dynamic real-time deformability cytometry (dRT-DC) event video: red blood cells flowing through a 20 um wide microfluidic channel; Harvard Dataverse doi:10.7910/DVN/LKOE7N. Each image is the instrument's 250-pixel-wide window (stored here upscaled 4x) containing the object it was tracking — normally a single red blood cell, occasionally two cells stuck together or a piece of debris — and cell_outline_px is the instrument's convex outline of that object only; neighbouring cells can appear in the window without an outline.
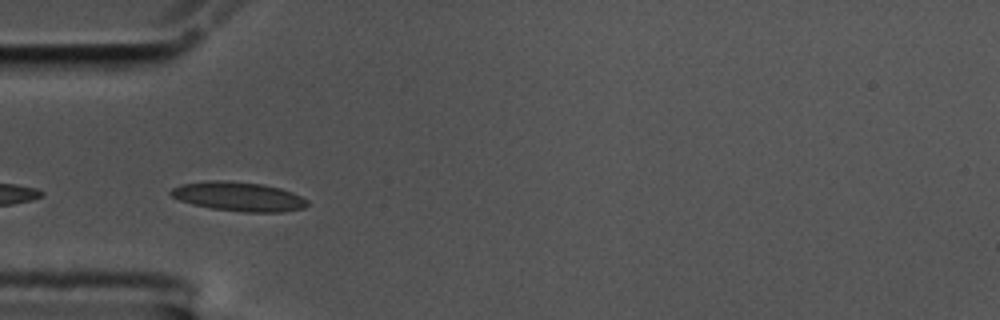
{"species": "common noctule bat (a hibernating species)", "species_latin": "Nyctalus noctula", "temperature_condition": "cold", "stored_images_in_passage": 7, "camera_frame_rate_fps": 3000, "um_per_image_px": 0.085, "animal": {"sex": "male", "body_mass_g": 17.5, "forearm_length_mm": 52.3}, "frame": {"image": 1, "passage_image": 3, "time_ms": 0.667, "image_size_px": [1000, 320], "cell_outline_px": [[308, 204], [304, 208], [280, 212], [244, 212], [212, 208], [192, 204], [180, 200], [172, 196], [168, 192], [172, 188], [180, 184], [208, 180], [228, 180], [264, 184], [280, 188], [292, 192], [308, 200]], "centroid_in_image_um": [20.27, 16.69], "position_along_channel_um": 64.7, "area_um2": 23.35}}